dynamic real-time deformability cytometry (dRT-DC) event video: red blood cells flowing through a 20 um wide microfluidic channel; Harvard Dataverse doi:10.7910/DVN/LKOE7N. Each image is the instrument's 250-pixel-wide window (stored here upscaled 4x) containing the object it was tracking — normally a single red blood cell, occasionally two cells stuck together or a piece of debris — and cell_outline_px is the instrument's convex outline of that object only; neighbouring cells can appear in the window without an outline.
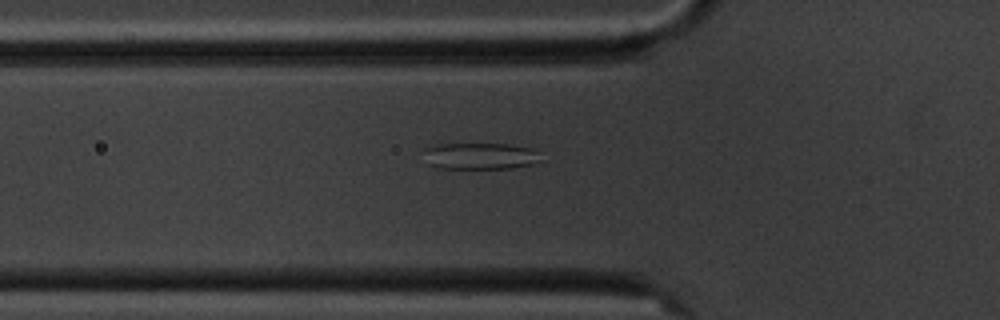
{"species": "common noctule bat (a hibernating species)", "species_latin": "Nyctalus noctula", "temperature_condition": "cold", "stored_images_in_passage": 3, "camera_frame_rate_fps": 3000, "um_per_image_px": 0.085, "animal": {"sex": "male", "body_mass_g": 20.1, "forearm_length_mm": 53.5}, "frame": {"image": 1, "passage_image": 3, "time_ms": 2.333, "image_size_px": [1000, 320], "cell_outline_px": [[544, 160], [536, 164], [512, 168], [436, 168], [428, 164], [424, 148], [432, 144], [508, 144], [532, 148], [540, 152]], "centroid_in_image_um": [40.89, 13.26], "position_along_channel_um": 84.9, "area_um2": 18.5}}